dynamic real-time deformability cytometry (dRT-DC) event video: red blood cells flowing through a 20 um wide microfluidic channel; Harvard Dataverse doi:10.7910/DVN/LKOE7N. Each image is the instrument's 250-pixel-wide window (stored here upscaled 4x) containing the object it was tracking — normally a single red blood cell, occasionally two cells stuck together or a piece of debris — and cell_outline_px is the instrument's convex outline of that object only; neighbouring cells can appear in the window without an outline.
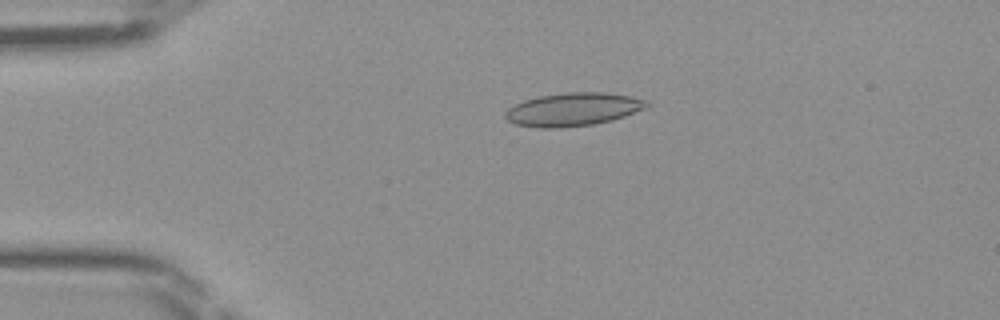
{"species": "Egyptian fruit bat (a non-hibernating species)", "species_latin": "Rousettus aegyptiacus", "temperature_condition": "room temperature", "stored_images_in_passage": 46, "camera_frame_rate_fps": 3000, "um_per_image_px": 0.085, "frame": {"image": 1, "passage_image": 10, "time_ms": 3.0, "image_size_px": [1000, 320], "cell_outline_px": [[648, 104], [644, 108], [624, 116], [612, 120], [592, 124], [556, 128], [540, 128], [516, 124], [508, 120], [504, 116], [504, 112], [508, 108], [524, 100], [540, 96], [568, 92], [604, 92], [628, 96], [648, 100]], "centroid_in_image_um": [48.68, 9.29], "position_along_channel_um": 36.3, "area_um2": 27.05}}
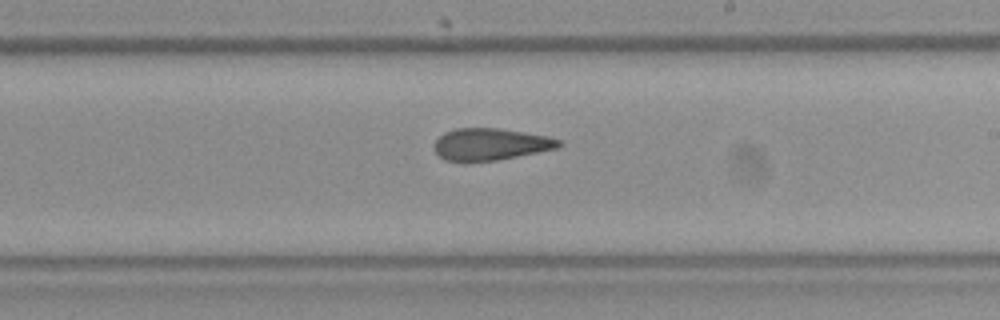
{"frame": {"image": 2, "passage_image": 27, "time_ms": 8.667, "image_size_px": [1000, 320], "cell_outline_px": [[564, 144], [560, 148], [496, 160], [464, 164], [444, 160], [436, 152], [432, 144], [444, 132], [456, 128], [496, 128], [548, 136], [560, 140]], "centroid_in_image_um": [41.66, 12.29], "position_along_channel_um": 247.3, "area_um2": 23.7}}
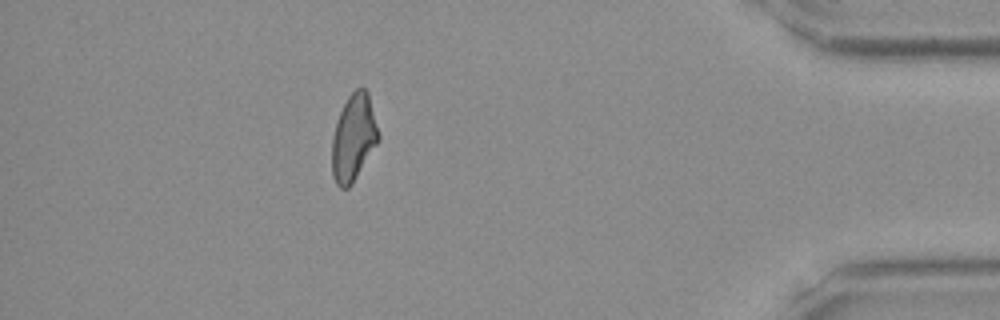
{"frame": {"image": 3, "passage_image": 41, "time_ms": 13.333, "image_size_px": [1000, 320], "cell_outline_px": [[380, 140], [352, 184], [348, 188], [340, 188], [336, 184], [332, 176], [332, 136], [340, 112], [348, 96], [356, 88], [364, 88], [368, 92], [380, 132]], "centroid_in_image_um": [30.07, 11.72], "position_along_channel_um": 405.1, "area_um2": 23.7}}